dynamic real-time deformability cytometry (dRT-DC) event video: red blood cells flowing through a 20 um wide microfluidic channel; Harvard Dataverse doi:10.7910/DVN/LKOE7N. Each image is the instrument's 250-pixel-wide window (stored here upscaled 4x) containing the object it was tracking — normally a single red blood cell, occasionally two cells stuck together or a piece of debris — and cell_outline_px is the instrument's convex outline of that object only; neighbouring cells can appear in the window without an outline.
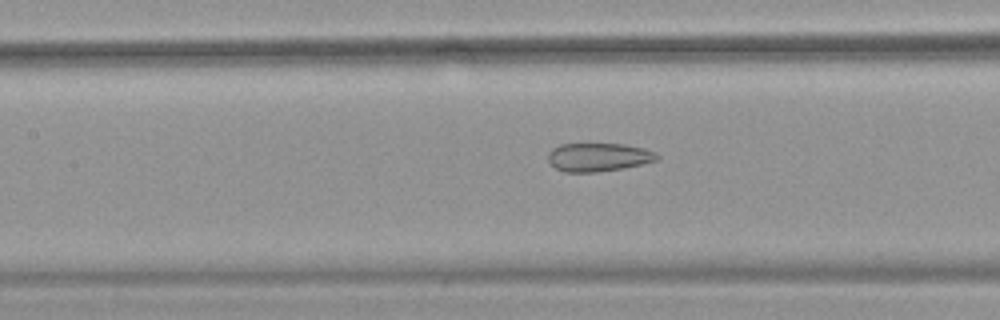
{"species": "common noctule bat (a hibernating species)", "species_latin": "Nyctalus noctula", "temperature_condition": "warm", "stored_images_in_passage": 54, "camera_frame_rate_fps": 3000, "um_per_image_px": 0.085, "animal": {"sex": "female", "body_mass_g": 18.4}, "frame": {"image": 1, "passage_image": 25, "time_ms": 8.0, "image_size_px": [1000, 320], "cell_outline_px": [[660, 156], [656, 160], [640, 164], [620, 168], [596, 172], [564, 172], [556, 168], [548, 160], [548, 152], [552, 148], [560, 144], [624, 144], [644, 148], [656, 152]], "centroid_in_image_um": [50.84, 13.35], "position_along_channel_um": 156.6, "area_um2": 17.92}}
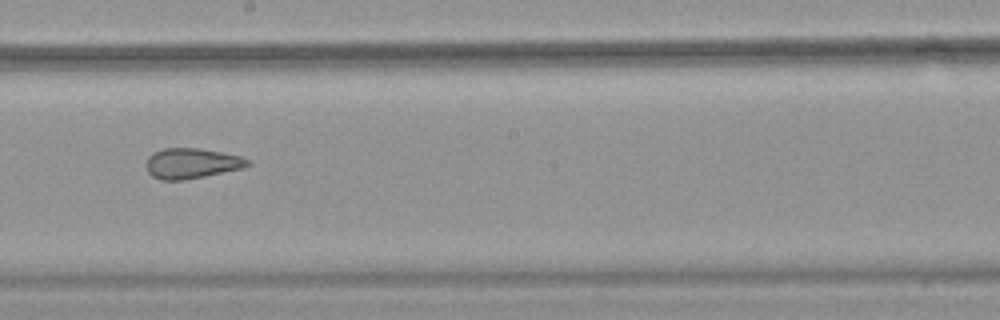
{"frame": {"image": 2, "passage_image": 31, "time_ms": 10.0, "image_size_px": [1000, 320], "cell_outline_px": [[252, 164], [244, 168], [184, 180], [160, 180], [152, 176], [148, 172], [144, 164], [148, 156], [152, 152], [164, 148], [200, 148], [240, 156], [252, 160]], "centroid_in_image_um": [16.28, 13.88], "position_along_channel_um": 231.9, "area_um2": 18.21}}
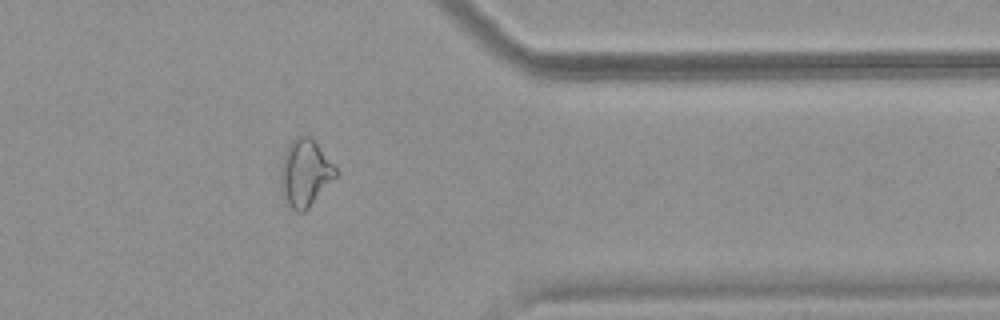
{"frame": {"image": 3, "passage_image": 44, "time_ms": 14.333, "image_size_px": [1000, 320], "cell_outline_px": [[340, 172], [308, 208], [304, 212], [296, 212], [284, 200], [280, 172], [280, 168], [284, 152], [288, 144], [296, 136], [312, 136], [316, 140]], "centroid_in_image_um": [25.95, 14.66], "position_along_channel_um": 385.4, "area_um2": 21.73}, "authors_computed_cell_mechanics": {"area_um2": 22.3975, "velocity_mm_per_s": 3.7879, "shape_relaxation_time_tau1_ms": null, "shape_relaxation_time_tau2_ms": 1.7531, "deformation_change_tau1": null, "deformation_change_tau2": 0.1062}}